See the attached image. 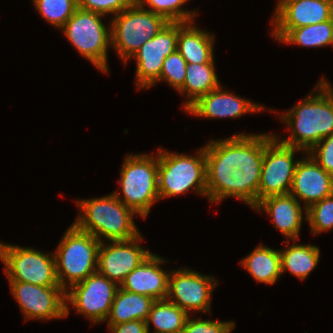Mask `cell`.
<instances>
[{
  "mask_svg": "<svg viewBox=\"0 0 333 333\" xmlns=\"http://www.w3.org/2000/svg\"><path fill=\"white\" fill-rule=\"evenodd\" d=\"M315 87L300 103L281 114V121L292 131L288 138L280 140L275 135L281 143L306 153L333 134V87L324 77Z\"/></svg>",
  "mask_w": 333,
  "mask_h": 333,
  "instance_id": "obj_1",
  "label": "cell"
},
{
  "mask_svg": "<svg viewBox=\"0 0 333 333\" xmlns=\"http://www.w3.org/2000/svg\"><path fill=\"white\" fill-rule=\"evenodd\" d=\"M76 203L81 213L72 224L100 242L104 237L107 241H126L140 235L133 220V216L138 214L123 204L114 193L100 198L77 200Z\"/></svg>",
  "mask_w": 333,
  "mask_h": 333,
  "instance_id": "obj_2",
  "label": "cell"
},
{
  "mask_svg": "<svg viewBox=\"0 0 333 333\" xmlns=\"http://www.w3.org/2000/svg\"><path fill=\"white\" fill-rule=\"evenodd\" d=\"M157 151L160 199L186 194L191 189L207 197L205 147L195 156L162 151L161 147Z\"/></svg>",
  "mask_w": 333,
  "mask_h": 333,
  "instance_id": "obj_3",
  "label": "cell"
},
{
  "mask_svg": "<svg viewBox=\"0 0 333 333\" xmlns=\"http://www.w3.org/2000/svg\"><path fill=\"white\" fill-rule=\"evenodd\" d=\"M120 182L123 196L116 197L140 217L146 218L151 206L160 200L158 190V154H128L121 168Z\"/></svg>",
  "mask_w": 333,
  "mask_h": 333,
  "instance_id": "obj_4",
  "label": "cell"
},
{
  "mask_svg": "<svg viewBox=\"0 0 333 333\" xmlns=\"http://www.w3.org/2000/svg\"><path fill=\"white\" fill-rule=\"evenodd\" d=\"M100 243L73 224L66 230L54 252L57 279L65 291L97 272Z\"/></svg>",
  "mask_w": 333,
  "mask_h": 333,
  "instance_id": "obj_5",
  "label": "cell"
},
{
  "mask_svg": "<svg viewBox=\"0 0 333 333\" xmlns=\"http://www.w3.org/2000/svg\"><path fill=\"white\" fill-rule=\"evenodd\" d=\"M168 23L164 16L146 10L135 1L109 22L111 47L127 64L136 51Z\"/></svg>",
  "mask_w": 333,
  "mask_h": 333,
  "instance_id": "obj_6",
  "label": "cell"
},
{
  "mask_svg": "<svg viewBox=\"0 0 333 333\" xmlns=\"http://www.w3.org/2000/svg\"><path fill=\"white\" fill-rule=\"evenodd\" d=\"M104 15L77 8L61 28L82 57L104 73H108V48L111 46L110 25L101 21Z\"/></svg>",
  "mask_w": 333,
  "mask_h": 333,
  "instance_id": "obj_7",
  "label": "cell"
},
{
  "mask_svg": "<svg viewBox=\"0 0 333 333\" xmlns=\"http://www.w3.org/2000/svg\"><path fill=\"white\" fill-rule=\"evenodd\" d=\"M0 261L9 281H20L39 286H60L54 254L34 248L0 242Z\"/></svg>",
  "mask_w": 333,
  "mask_h": 333,
  "instance_id": "obj_8",
  "label": "cell"
},
{
  "mask_svg": "<svg viewBox=\"0 0 333 333\" xmlns=\"http://www.w3.org/2000/svg\"><path fill=\"white\" fill-rule=\"evenodd\" d=\"M305 151L281 143L275 135L264 134V157L261 166L258 202L266 197L289 194L299 160L294 154Z\"/></svg>",
  "mask_w": 333,
  "mask_h": 333,
  "instance_id": "obj_9",
  "label": "cell"
},
{
  "mask_svg": "<svg viewBox=\"0 0 333 333\" xmlns=\"http://www.w3.org/2000/svg\"><path fill=\"white\" fill-rule=\"evenodd\" d=\"M119 287L116 282L99 272L89 275L65 291L66 316L69 314L70 303L77 313L87 317L91 322L96 324L104 322L110 313Z\"/></svg>",
  "mask_w": 333,
  "mask_h": 333,
  "instance_id": "obj_10",
  "label": "cell"
},
{
  "mask_svg": "<svg viewBox=\"0 0 333 333\" xmlns=\"http://www.w3.org/2000/svg\"><path fill=\"white\" fill-rule=\"evenodd\" d=\"M216 281L214 276L203 275L190 268L170 271L166 299L188 314L189 311L209 313L211 294L218 284Z\"/></svg>",
  "mask_w": 333,
  "mask_h": 333,
  "instance_id": "obj_11",
  "label": "cell"
},
{
  "mask_svg": "<svg viewBox=\"0 0 333 333\" xmlns=\"http://www.w3.org/2000/svg\"><path fill=\"white\" fill-rule=\"evenodd\" d=\"M264 157V134L238 133L231 136V162L243 173L244 203L254 208L258 203V188Z\"/></svg>",
  "mask_w": 333,
  "mask_h": 333,
  "instance_id": "obj_12",
  "label": "cell"
},
{
  "mask_svg": "<svg viewBox=\"0 0 333 333\" xmlns=\"http://www.w3.org/2000/svg\"><path fill=\"white\" fill-rule=\"evenodd\" d=\"M178 22H169L132 56L136 62L137 89H147L160 81L164 59L177 48Z\"/></svg>",
  "mask_w": 333,
  "mask_h": 333,
  "instance_id": "obj_13",
  "label": "cell"
},
{
  "mask_svg": "<svg viewBox=\"0 0 333 333\" xmlns=\"http://www.w3.org/2000/svg\"><path fill=\"white\" fill-rule=\"evenodd\" d=\"M25 319L50 320L66 317L65 290L61 286H39L9 281Z\"/></svg>",
  "mask_w": 333,
  "mask_h": 333,
  "instance_id": "obj_14",
  "label": "cell"
},
{
  "mask_svg": "<svg viewBox=\"0 0 333 333\" xmlns=\"http://www.w3.org/2000/svg\"><path fill=\"white\" fill-rule=\"evenodd\" d=\"M142 235L126 241H101L98 250L97 272L119 286L126 276L138 267L152 252L142 248Z\"/></svg>",
  "mask_w": 333,
  "mask_h": 333,
  "instance_id": "obj_15",
  "label": "cell"
},
{
  "mask_svg": "<svg viewBox=\"0 0 333 333\" xmlns=\"http://www.w3.org/2000/svg\"><path fill=\"white\" fill-rule=\"evenodd\" d=\"M271 37L280 40L290 29L313 25L333 17V0H297L278 2Z\"/></svg>",
  "mask_w": 333,
  "mask_h": 333,
  "instance_id": "obj_16",
  "label": "cell"
},
{
  "mask_svg": "<svg viewBox=\"0 0 333 333\" xmlns=\"http://www.w3.org/2000/svg\"><path fill=\"white\" fill-rule=\"evenodd\" d=\"M206 187L209 202L219 203L231 197V137L211 140L205 145Z\"/></svg>",
  "mask_w": 333,
  "mask_h": 333,
  "instance_id": "obj_17",
  "label": "cell"
},
{
  "mask_svg": "<svg viewBox=\"0 0 333 333\" xmlns=\"http://www.w3.org/2000/svg\"><path fill=\"white\" fill-rule=\"evenodd\" d=\"M297 163L290 194L303 200L304 209L333 194V175L326 172L308 153Z\"/></svg>",
  "mask_w": 333,
  "mask_h": 333,
  "instance_id": "obj_18",
  "label": "cell"
},
{
  "mask_svg": "<svg viewBox=\"0 0 333 333\" xmlns=\"http://www.w3.org/2000/svg\"><path fill=\"white\" fill-rule=\"evenodd\" d=\"M266 109L257 103L223 90L221 85L199 97L185 111L200 118H239L249 112Z\"/></svg>",
  "mask_w": 333,
  "mask_h": 333,
  "instance_id": "obj_19",
  "label": "cell"
},
{
  "mask_svg": "<svg viewBox=\"0 0 333 333\" xmlns=\"http://www.w3.org/2000/svg\"><path fill=\"white\" fill-rule=\"evenodd\" d=\"M165 261L162 257L151 253L126 276L120 284V288L132 293L149 296L154 300L166 299L170 271L165 272L160 267Z\"/></svg>",
  "mask_w": 333,
  "mask_h": 333,
  "instance_id": "obj_20",
  "label": "cell"
},
{
  "mask_svg": "<svg viewBox=\"0 0 333 333\" xmlns=\"http://www.w3.org/2000/svg\"><path fill=\"white\" fill-rule=\"evenodd\" d=\"M295 197L290 193L284 195H274L260 200L254 210L262 212V209L272 218L273 226L280 230L288 239L296 242L302 225V220H306V211L303 212ZM304 217V218H303Z\"/></svg>",
  "mask_w": 333,
  "mask_h": 333,
  "instance_id": "obj_21",
  "label": "cell"
},
{
  "mask_svg": "<svg viewBox=\"0 0 333 333\" xmlns=\"http://www.w3.org/2000/svg\"><path fill=\"white\" fill-rule=\"evenodd\" d=\"M214 37L192 22H178L176 50L187 64L214 63Z\"/></svg>",
  "mask_w": 333,
  "mask_h": 333,
  "instance_id": "obj_22",
  "label": "cell"
},
{
  "mask_svg": "<svg viewBox=\"0 0 333 333\" xmlns=\"http://www.w3.org/2000/svg\"><path fill=\"white\" fill-rule=\"evenodd\" d=\"M154 301L149 296L132 293L119 287L106 319L109 321L108 325L135 320L146 321Z\"/></svg>",
  "mask_w": 333,
  "mask_h": 333,
  "instance_id": "obj_23",
  "label": "cell"
},
{
  "mask_svg": "<svg viewBox=\"0 0 333 333\" xmlns=\"http://www.w3.org/2000/svg\"><path fill=\"white\" fill-rule=\"evenodd\" d=\"M280 250L259 245L240 261L257 282L274 284L281 275Z\"/></svg>",
  "mask_w": 333,
  "mask_h": 333,
  "instance_id": "obj_24",
  "label": "cell"
},
{
  "mask_svg": "<svg viewBox=\"0 0 333 333\" xmlns=\"http://www.w3.org/2000/svg\"><path fill=\"white\" fill-rule=\"evenodd\" d=\"M214 64H187L184 85L179 90V93L187 94L188 98L183 106L184 111L199 97L220 86Z\"/></svg>",
  "mask_w": 333,
  "mask_h": 333,
  "instance_id": "obj_25",
  "label": "cell"
},
{
  "mask_svg": "<svg viewBox=\"0 0 333 333\" xmlns=\"http://www.w3.org/2000/svg\"><path fill=\"white\" fill-rule=\"evenodd\" d=\"M284 247L280 253L281 275L289 271L300 280L309 276L312 270L318 265L320 250L316 245L292 244Z\"/></svg>",
  "mask_w": 333,
  "mask_h": 333,
  "instance_id": "obj_26",
  "label": "cell"
},
{
  "mask_svg": "<svg viewBox=\"0 0 333 333\" xmlns=\"http://www.w3.org/2000/svg\"><path fill=\"white\" fill-rule=\"evenodd\" d=\"M189 316L167 299L155 300L146 319L148 333L151 323L155 328L154 333H181Z\"/></svg>",
  "mask_w": 333,
  "mask_h": 333,
  "instance_id": "obj_27",
  "label": "cell"
},
{
  "mask_svg": "<svg viewBox=\"0 0 333 333\" xmlns=\"http://www.w3.org/2000/svg\"><path fill=\"white\" fill-rule=\"evenodd\" d=\"M279 41L309 48L333 46V17L325 22L290 29Z\"/></svg>",
  "mask_w": 333,
  "mask_h": 333,
  "instance_id": "obj_28",
  "label": "cell"
},
{
  "mask_svg": "<svg viewBox=\"0 0 333 333\" xmlns=\"http://www.w3.org/2000/svg\"><path fill=\"white\" fill-rule=\"evenodd\" d=\"M36 10L55 28H62L78 8V0H33Z\"/></svg>",
  "mask_w": 333,
  "mask_h": 333,
  "instance_id": "obj_29",
  "label": "cell"
},
{
  "mask_svg": "<svg viewBox=\"0 0 333 333\" xmlns=\"http://www.w3.org/2000/svg\"><path fill=\"white\" fill-rule=\"evenodd\" d=\"M189 0H136V2L144 7L150 6L149 10L153 13L164 16L169 22H192L196 15V11H187L182 8Z\"/></svg>",
  "mask_w": 333,
  "mask_h": 333,
  "instance_id": "obj_30",
  "label": "cell"
},
{
  "mask_svg": "<svg viewBox=\"0 0 333 333\" xmlns=\"http://www.w3.org/2000/svg\"><path fill=\"white\" fill-rule=\"evenodd\" d=\"M306 221L311 233L317 235L333 228V194L306 209Z\"/></svg>",
  "mask_w": 333,
  "mask_h": 333,
  "instance_id": "obj_31",
  "label": "cell"
},
{
  "mask_svg": "<svg viewBox=\"0 0 333 333\" xmlns=\"http://www.w3.org/2000/svg\"><path fill=\"white\" fill-rule=\"evenodd\" d=\"M186 67L187 63L185 59L176 50L164 59L160 74V82L164 80L168 82L172 88L179 91L184 85Z\"/></svg>",
  "mask_w": 333,
  "mask_h": 333,
  "instance_id": "obj_32",
  "label": "cell"
},
{
  "mask_svg": "<svg viewBox=\"0 0 333 333\" xmlns=\"http://www.w3.org/2000/svg\"><path fill=\"white\" fill-rule=\"evenodd\" d=\"M236 323L227 321L187 318L181 333H231Z\"/></svg>",
  "mask_w": 333,
  "mask_h": 333,
  "instance_id": "obj_33",
  "label": "cell"
},
{
  "mask_svg": "<svg viewBox=\"0 0 333 333\" xmlns=\"http://www.w3.org/2000/svg\"><path fill=\"white\" fill-rule=\"evenodd\" d=\"M135 0H78V8L101 15H117L130 7Z\"/></svg>",
  "mask_w": 333,
  "mask_h": 333,
  "instance_id": "obj_34",
  "label": "cell"
},
{
  "mask_svg": "<svg viewBox=\"0 0 333 333\" xmlns=\"http://www.w3.org/2000/svg\"><path fill=\"white\" fill-rule=\"evenodd\" d=\"M326 172L333 175V134L323 138L307 152Z\"/></svg>",
  "mask_w": 333,
  "mask_h": 333,
  "instance_id": "obj_35",
  "label": "cell"
},
{
  "mask_svg": "<svg viewBox=\"0 0 333 333\" xmlns=\"http://www.w3.org/2000/svg\"><path fill=\"white\" fill-rule=\"evenodd\" d=\"M108 327L111 333H148L146 321L143 320L108 325Z\"/></svg>",
  "mask_w": 333,
  "mask_h": 333,
  "instance_id": "obj_36",
  "label": "cell"
},
{
  "mask_svg": "<svg viewBox=\"0 0 333 333\" xmlns=\"http://www.w3.org/2000/svg\"><path fill=\"white\" fill-rule=\"evenodd\" d=\"M231 197L244 201V178L239 169H234L231 176Z\"/></svg>",
  "mask_w": 333,
  "mask_h": 333,
  "instance_id": "obj_37",
  "label": "cell"
},
{
  "mask_svg": "<svg viewBox=\"0 0 333 333\" xmlns=\"http://www.w3.org/2000/svg\"><path fill=\"white\" fill-rule=\"evenodd\" d=\"M291 1H297V0H279L278 2H291Z\"/></svg>",
  "mask_w": 333,
  "mask_h": 333,
  "instance_id": "obj_38",
  "label": "cell"
}]
</instances>
